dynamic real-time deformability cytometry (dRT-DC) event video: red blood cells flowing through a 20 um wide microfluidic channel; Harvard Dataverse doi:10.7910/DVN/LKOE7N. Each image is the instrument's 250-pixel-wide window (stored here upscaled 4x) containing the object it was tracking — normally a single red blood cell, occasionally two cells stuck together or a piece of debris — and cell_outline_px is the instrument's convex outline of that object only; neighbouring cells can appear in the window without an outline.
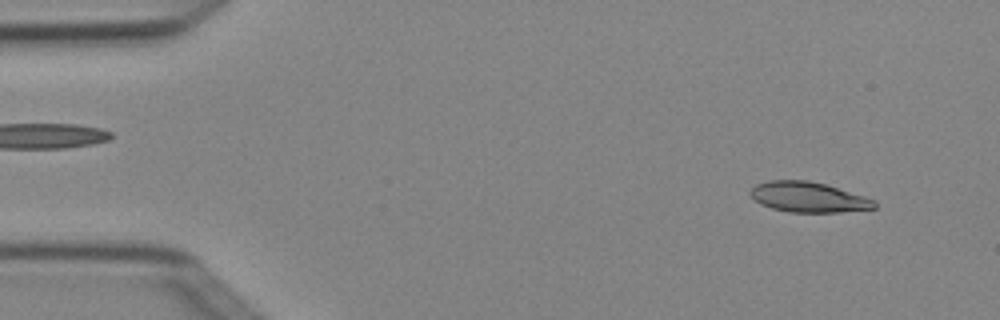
{"species": "Egyptian fruit bat (a non-hibernating species)", "species_latin": "Rousettus aegyptiacus", "temperature_condition": "cold", "stored_images_in_passage": 3, "camera_frame_rate_fps": 3000, "um_per_image_px": 0.085, "animal": {"sex": "female"}, "frame": {"image": 1, "passage_image": 1, "time_ms": 0.0, "image_size_px": [1000, 320], "cell_outline_px": [[876, 208], [840, 212], [788, 212], [772, 208], [760, 204], [748, 192], [756, 184], [768, 180], [808, 180], [824, 184], [864, 196], [876, 200]], "centroid_in_image_um": [68.7, 16.75], "position_along_channel_um": 16.3, "area_um2": 21.79}}
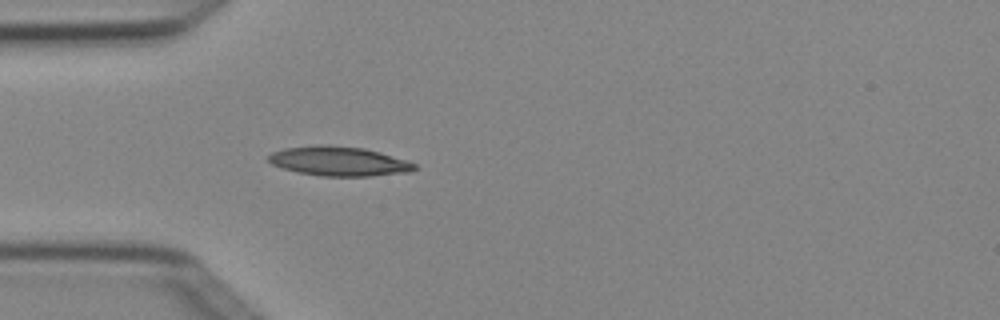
{"frame": {"image": 2, "passage_image": 3, "time_ms": 0.667, "image_size_px": [1000, 320], "cell_outline_px": [[416, 168], [412, 172], [372, 176], [320, 176], [296, 172], [272, 164], [268, 160], [268, 156], [272, 152], [284, 148], [320, 144], [328, 144], [364, 148], [380, 152], [416, 164]], "centroid_in_image_um": [28.8, 13.7], "position_along_channel_um": 56.2, "area_um2": 25.14}}